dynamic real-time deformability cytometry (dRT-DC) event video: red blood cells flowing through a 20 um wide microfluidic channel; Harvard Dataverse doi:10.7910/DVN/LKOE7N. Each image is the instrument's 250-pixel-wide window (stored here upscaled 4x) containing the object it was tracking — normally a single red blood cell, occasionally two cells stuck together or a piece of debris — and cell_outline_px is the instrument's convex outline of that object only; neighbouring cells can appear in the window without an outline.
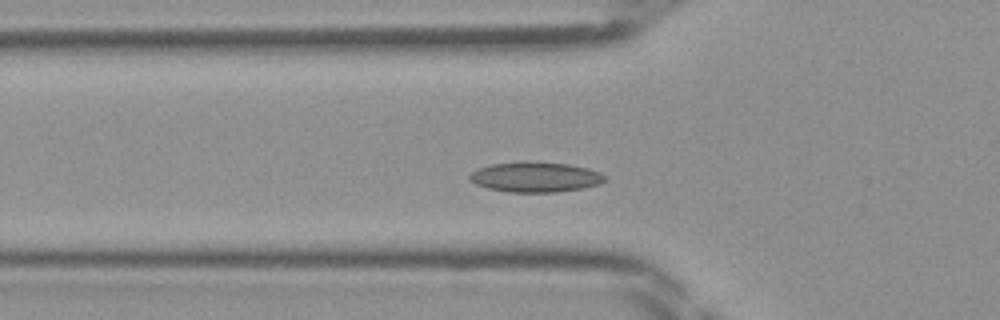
{"species": "Egyptian fruit bat (a non-hibernating species)", "species_latin": "Rousettus aegyptiacus", "temperature_condition": "room temperature", "stored_images_in_passage": 43, "camera_frame_rate_fps": 3000, "um_per_image_px": 0.085, "frame": {"image": 1, "passage_image": 11, "time_ms": 3.333, "image_size_px": [1000, 320], "cell_outline_px": [[604, 180], [600, 184], [580, 188], [556, 192], [508, 192], [488, 188], [476, 184], [468, 176], [472, 172], [480, 168], [492, 164], [568, 164], [588, 168], [600, 172], [604, 176]], "centroid_in_image_um": [45.53, 15.09], "position_along_channel_um": 80.3, "area_um2": 22.6}}
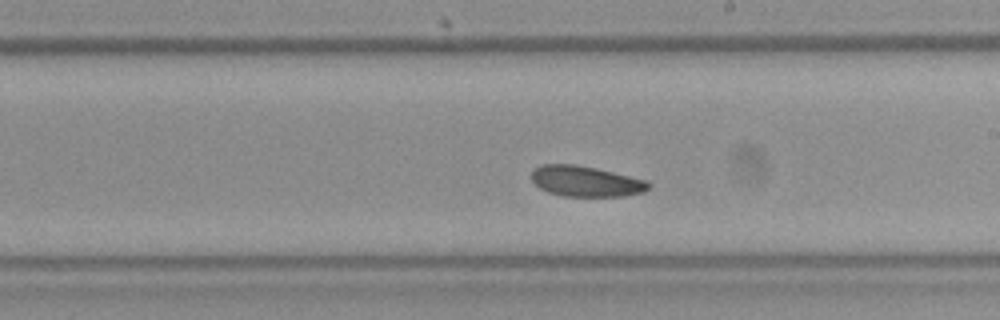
{"frame": {"image": 2, "passage_image": 22, "time_ms": 7.0, "image_size_px": [1000, 320], "cell_outline_px": [[652, 184], [644, 192], [624, 196], [564, 196], [548, 192], [540, 188], [532, 180], [532, 168], [540, 164], [576, 164], [596, 168], [648, 180]], "centroid_in_image_um": [49.8, 15.4], "position_along_channel_um": 239.2, "area_um2": 21.04}}
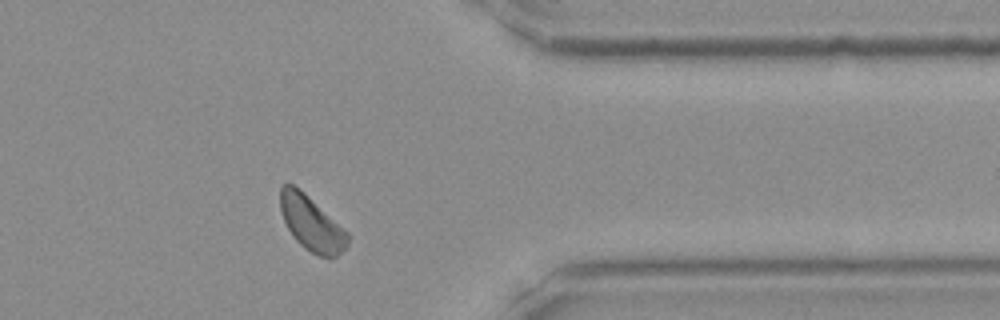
{"frame": {"image": 3, "passage_image": 33, "time_ms": 10.667, "image_size_px": [1000, 320], "cell_outline_px": [[348, 244], [336, 256], [320, 256], [304, 248], [292, 236], [284, 220], [280, 208], [280, 188], [284, 184], [292, 184], [300, 188], [348, 232]], "centroid_in_image_um": [26.45, 18.96], "position_along_channel_um": 384.9, "area_um2": 21.15}}